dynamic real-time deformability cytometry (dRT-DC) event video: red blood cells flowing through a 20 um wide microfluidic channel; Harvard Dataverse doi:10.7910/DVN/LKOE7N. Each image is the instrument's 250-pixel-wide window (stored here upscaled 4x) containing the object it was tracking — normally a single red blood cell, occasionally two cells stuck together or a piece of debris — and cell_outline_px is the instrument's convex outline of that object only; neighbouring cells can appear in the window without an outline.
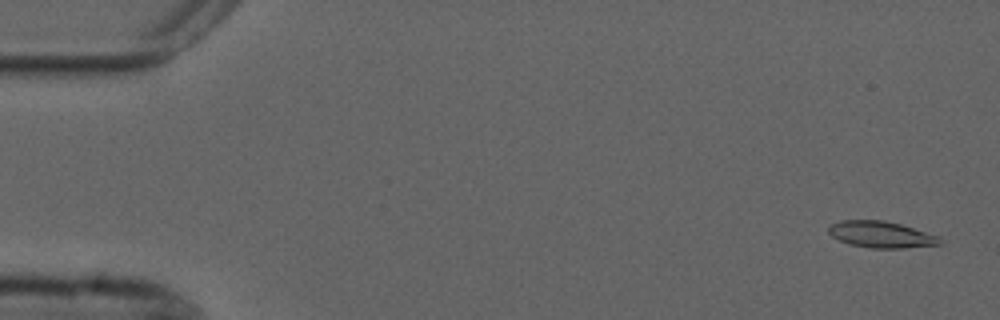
{"species": "common noctule bat (a hibernating species)", "species_latin": "Nyctalus noctula", "temperature_condition": "cold", "stored_images_in_passage": 4, "camera_frame_rate_fps": 3000, "um_per_image_px": 0.085, "animal": {"sex": "male", "forearm_length_mm": 52.5}, "frame": {"image": 1, "passage_image": 1, "time_ms": 0.0, "image_size_px": [1000, 320], "cell_outline_px": [[944, 244], [904, 248], [872, 248], [848, 244], [832, 236], [828, 232], [828, 228], [832, 224], [840, 220], [884, 220], [900, 224], [940, 236], [944, 240]], "centroid_in_image_um": [74.94, 19.94], "position_along_channel_um": 10.1, "area_um2": 17.28}}
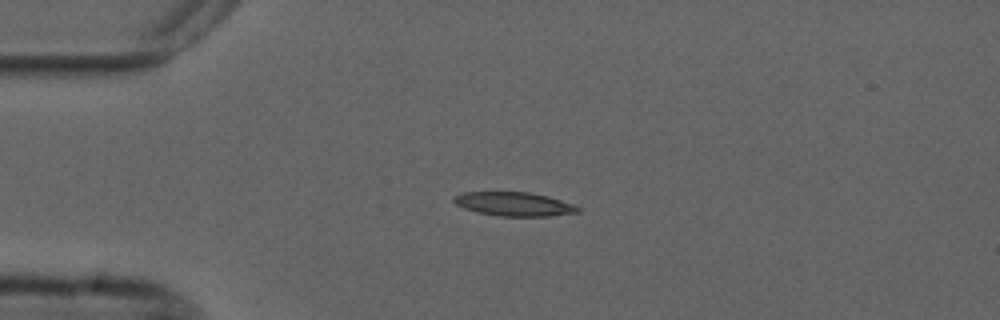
{"frame": {"image": 2, "passage_image": 4, "time_ms": 3.667, "image_size_px": [1000, 320], "cell_outline_px": [[580, 212], [548, 216], [500, 216], [476, 212], [464, 208], [456, 204], [452, 200], [452, 196], [464, 192], [528, 192], [548, 196], [572, 204], [580, 208]], "centroid_in_image_um": [43.66, 17.34], "position_along_channel_um": 41.3, "area_um2": 17.22}}